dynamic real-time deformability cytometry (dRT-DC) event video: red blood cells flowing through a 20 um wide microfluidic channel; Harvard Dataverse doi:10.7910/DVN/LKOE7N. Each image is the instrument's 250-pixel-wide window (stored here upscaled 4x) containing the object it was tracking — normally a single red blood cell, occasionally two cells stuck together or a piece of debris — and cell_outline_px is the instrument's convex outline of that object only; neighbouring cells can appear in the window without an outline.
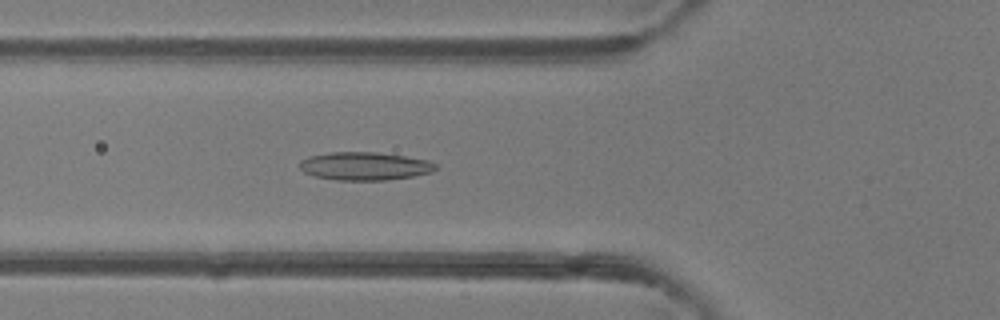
{"species": "common noctule bat (a hibernating species)", "species_latin": "Nyctalus noctula", "temperature_condition": "room temperature", "stored_images_in_passage": 48, "camera_frame_rate_fps": 3000, "um_per_image_px": 0.085, "animal": {"sex": "female"}, "frame": {"image": 1, "passage_image": 17, "time_ms": 5.333, "image_size_px": [1000, 320], "cell_outline_px": [[440, 168], [432, 172], [412, 176], [384, 180], [336, 180], [316, 176], [304, 172], [300, 168], [300, 160], [308, 156], [332, 152], [376, 152], [404, 156], [428, 160], [436, 164]], "centroid_in_image_um": [31.02, 14.11], "position_along_channel_um": 94.8, "area_um2": 22.25}}
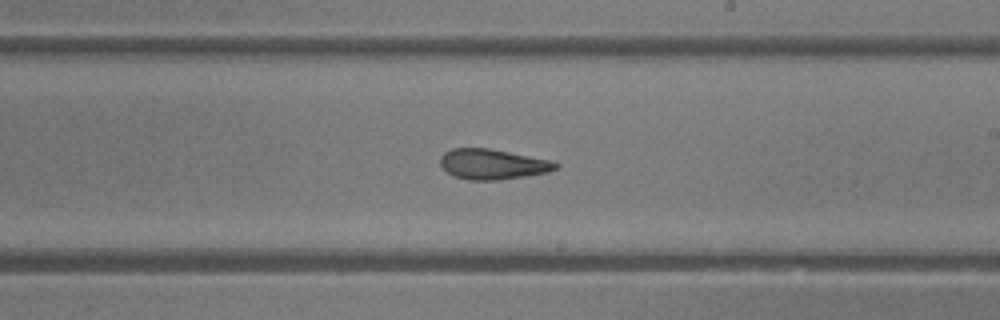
{"frame": {"image": 2, "passage_image": 28, "time_ms": 9.0, "image_size_px": [1000, 320], "cell_outline_px": [[560, 164], [556, 168], [548, 172], [500, 180], [468, 180], [456, 176], [448, 172], [440, 164], [440, 156], [444, 152], [452, 148], [488, 148], [552, 160]], "centroid_in_image_um": [41.87, 13.95], "position_along_channel_um": 247.1, "area_um2": 20.29}}
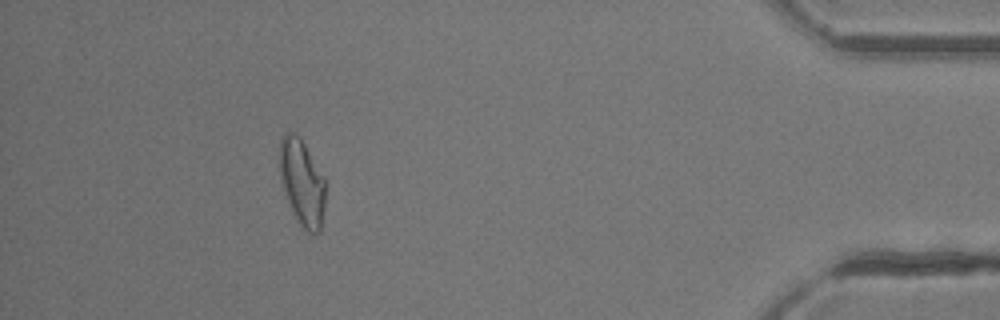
{"frame": {"image": 3, "passage_image": 44, "time_ms": 14.333, "image_size_px": [1000, 320], "cell_outline_px": [[324, 208], [320, 232], [316, 236], [308, 232], [296, 220], [288, 200], [280, 176], [280, 140], [284, 132], [296, 132], [300, 136], [324, 176]], "centroid_in_image_um": [25.68, 15.5], "position_along_channel_um": 409.5, "area_um2": 22.95}, "authors_computed_cell_mechanics": {"area_um2": 22.253, "velocity_mm_per_s": 4.1391, "shape_relaxation_time_tau1_ms": 10.2288, "shape_relaxation_time_tau2_ms": 2.6512, "deformation_change_tau1": 0.2359, "deformation_change_tau2": 0.101}}